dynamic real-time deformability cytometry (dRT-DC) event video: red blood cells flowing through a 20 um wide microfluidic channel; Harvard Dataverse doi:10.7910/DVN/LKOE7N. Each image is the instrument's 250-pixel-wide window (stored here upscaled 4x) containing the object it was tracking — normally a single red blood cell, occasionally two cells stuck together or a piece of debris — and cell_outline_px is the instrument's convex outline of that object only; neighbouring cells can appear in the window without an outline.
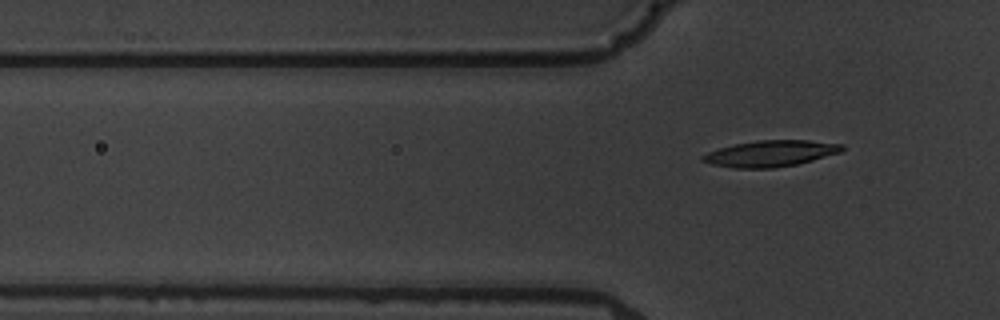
{"species": "common noctule bat (a hibernating species)", "species_latin": "Nyctalus noctula", "temperature_condition": "warm", "stored_images_in_passage": 6, "segment_of_instrument_passage": [2, 2], "camera_frame_rate_fps": 3000, "um_per_image_px": 0.085, "animal": {"sex": "male", "body_mass_g": 19.5, "forearm_length_mm": 54.6}, "frame": {"image": 1, "passage_image": 6, "time_ms": 6.0, "image_size_px": [1000, 320], "cell_outline_px": [[844, 148], [840, 152], [812, 160], [796, 164], [772, 168], [732, 168], [712, 164], [700, 160], [700, 156], [708, 152], [720, 148], [736, 144], [756, 140], [808, 140], [844, 144]], "centroid_in_image_um": [65.48, 13.04], "position_along_channel_um": 60.3, "area_um2": 21.15}}